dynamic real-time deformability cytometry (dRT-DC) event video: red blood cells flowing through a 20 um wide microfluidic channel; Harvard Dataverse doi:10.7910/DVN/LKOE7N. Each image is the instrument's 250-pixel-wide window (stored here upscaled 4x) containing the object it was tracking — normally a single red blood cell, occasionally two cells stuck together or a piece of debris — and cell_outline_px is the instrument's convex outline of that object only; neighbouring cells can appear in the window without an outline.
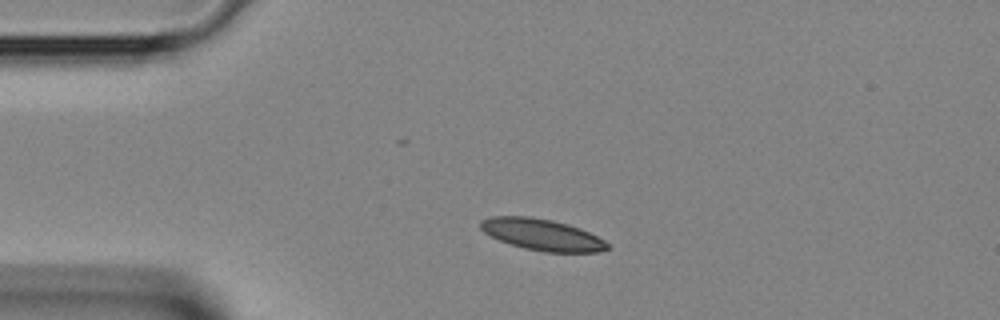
{"species": "Egyptian fruit bat (a non-hibernating species)", "species_latin": "Rousettus aegyptiacus", "temperature_condition": "room temperature", "stored_images_in_passage": 2, "camera_frame_rate_fps": 3000, "um_per_image_px": 0.085, "animal": {"sex": "female"}, "frame": {"image": 1, "passage_image": 1, "time_ms": 0.0, "image_size_px": [1000, 320], "cell_outline_px": [[608, 248], [600, 252], [544, 252], [524, 248], [500, 240], [484, 232], [480, 228], [480, 220], [492, 216], [528, 216], [552, 220], [568, 224], [580, 228], [604, 240], [608, 244]], "centroid_in_image_um": [46.07, 19.94], "position_along_channel_um": 38.9, "area_um2": 23.06}}
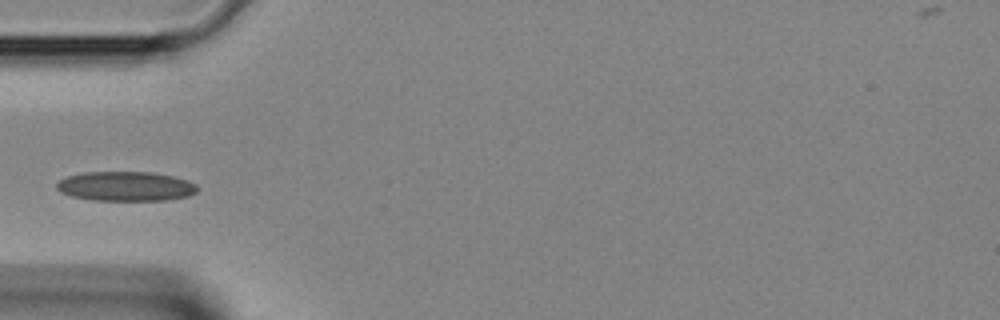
{"frame": {"image": 2, "passage_image": 2, "time_ms": 0.333, "image_size_px": [1000, 320], "cell_outline_px": [[196, 192], [188, 196], [164, 200], [92, 200], [72, 196], [60, 192], [56, 188], [56, 184], [60, 180], [68, 176], [84, 172], [152, 172], [172, 176], [188, 180], [196, 184]], "centroid_in_image_um": [10.67, 15.83], "position_along_channel_um": 74.3, "area_um2": 24.1}}